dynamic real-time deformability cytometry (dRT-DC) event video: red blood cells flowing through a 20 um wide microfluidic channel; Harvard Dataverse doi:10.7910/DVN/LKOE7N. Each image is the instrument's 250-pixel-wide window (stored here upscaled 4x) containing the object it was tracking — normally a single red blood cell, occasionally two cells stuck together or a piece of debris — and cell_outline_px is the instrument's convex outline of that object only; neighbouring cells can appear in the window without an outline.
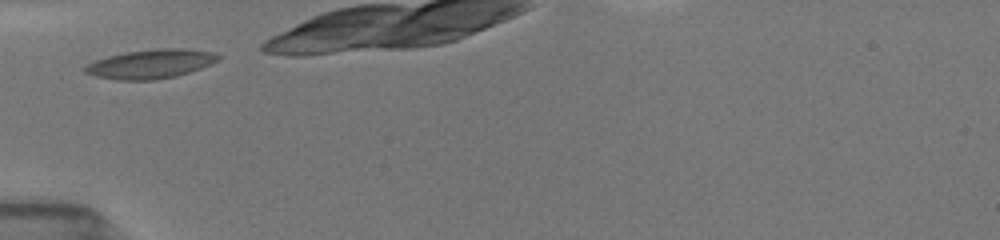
{"species": "common noctule bat (a hibernating species)", "species_latin": "Nyctalus noctula", "temperature_condition": "room temperature", "stored_images_in_passage": 26, "camera_frame_rate_fps": 3000, "um_per_image_px": 0.085, "animal": {"sex": "female", "body_mass_g": 19.5, "forearm_length_mm": 54.1}, "frame": {"image": 1, "passage_image": 1, "time_ms": 0.0, "image_size_px": [1000, 240], "cell_outline_px": [[220, 60], [200, 68], [176, 76], [156, 80], [116, 80], [96, 76], [84, 72], [84, 68], [88, 64], [96, 60], [108, 56], [124, 52], [156, 48], [184, 48], [216, 52], [220, 56]], "centroid_in_image_um": [12.84, 5.42], "position_along_channel_um": 72.2, "area_um2": 22.66}}
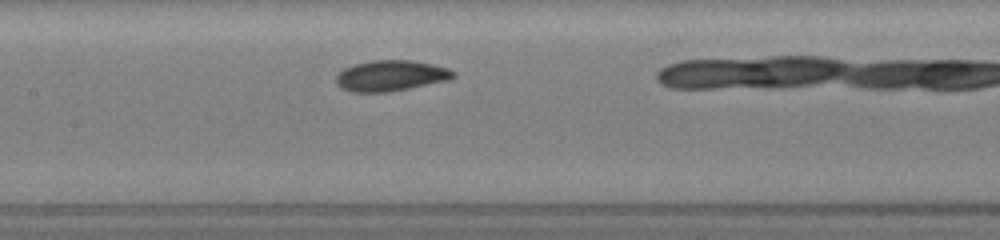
{"frame": {"image": 2, "passage_image": 9, "time_ms": 2.667, "image_size_px": [1000, 240], "cell_outline_px": [[456, 76], [448, 80], [388, 92], [352, 92], [340, 88], [336, 84], [336, 76], [344, 68], [356, 64], [372, 60], [412, 60], [432, 64], [448, 68], [456, 72]], "centroid_in_image_um": [33.21, 6.43], "position_along_channel_um": 174.2, "area_um2": 20.98}}
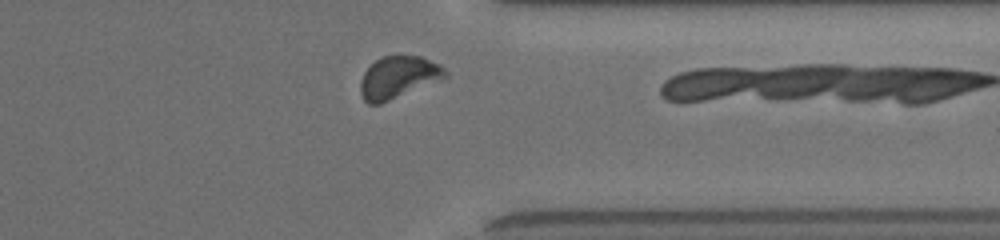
{"frame": {"image": 3, "passage_image": 25, "time_ms": 8.0, "image_size_px": [1000, 240], "cell_outline_px": [[448, 76], [444, 80], [380, 104], [368, 104], [364, 100], [360, 92], [360, 80], [364, 72], [380, 56], [420, 56], [440, 64], [448, 72]], "centroid_in_image_um": [33.89, 6.59], "position_along_channel_um": 377.5, "area_um2": 21.15}}